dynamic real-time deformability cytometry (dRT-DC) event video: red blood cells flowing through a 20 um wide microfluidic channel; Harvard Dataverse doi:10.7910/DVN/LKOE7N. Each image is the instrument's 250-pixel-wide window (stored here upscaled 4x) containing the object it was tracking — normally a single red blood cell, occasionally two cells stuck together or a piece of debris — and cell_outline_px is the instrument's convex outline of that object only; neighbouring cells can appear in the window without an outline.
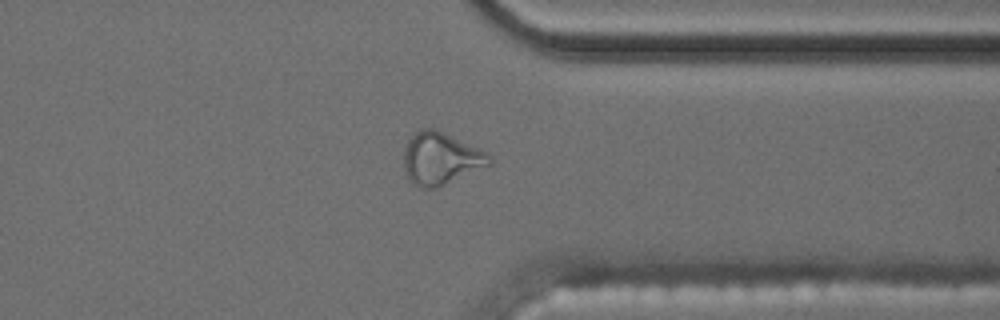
{"species": "common noctule bat (a hibernating species)", "species_latin": "Nyctalus noctula", "temperature_condition": "cold", "stored_images_in_passage": 56, "camera_frame_rate_fps": 3000, "um_per_image_px": 0.085, "animal": {"sex": "male", "body_mass_g": 17.5, "forearm_length_mm": 52.3}, "frame": {"image": 1, "passage_image": 44, "time_ms": 14.333, "image_size_px": [1000, 320], "cell_outline_px": [[492, 164], [436, 188], [420, 188], [412, 184], [404, 168], [404, 144], [420, 128], [432, 128], [488, 152], [492, 156]], "centroid_in_image_um": [37.46, 13.48], "position_along_channel_um": 373.9, "area_um2": 25.95}}
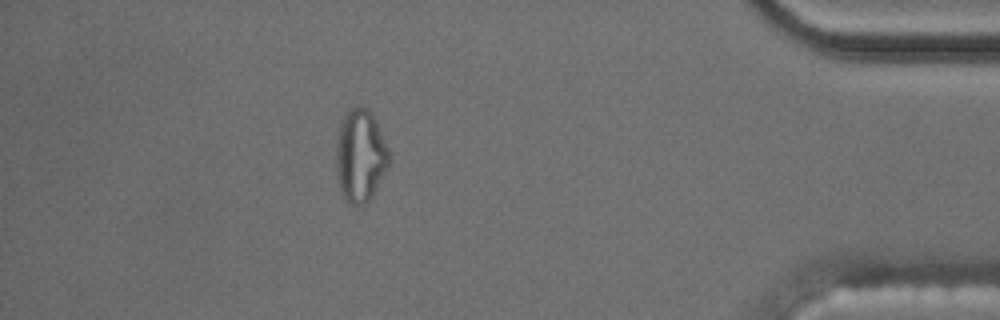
{"frame": {"image": 2, "passage_image": 50, "time_ms": 16.333, "image_size_px": [1000, 320], "cell_outline_px": [[392, 160], [388, 168], [372, 196], [360, 208], [356, 208], [344, 196], [340, 188], [336, 176], [336, 148], [340, 124], [344, 116], [352, 108], [368, 108], [376, 120], [380, 128], [388, 148]], "centroid_in_image_um": [30.65, 13.27], "position_along_channel_um": 404.5, "area_um2": 28.67}, "authors_computed_cell_mechanics": {"area_um2": 16.9932, "velocity_mm_per_s": 3.6068, "shape_relaxation_time_tau1_ms": null, "shape_relaxation_time_tau2_ms": 2.0836, "deformation_change_tau1": null, "deformation_change_tau2": 0.1189}}